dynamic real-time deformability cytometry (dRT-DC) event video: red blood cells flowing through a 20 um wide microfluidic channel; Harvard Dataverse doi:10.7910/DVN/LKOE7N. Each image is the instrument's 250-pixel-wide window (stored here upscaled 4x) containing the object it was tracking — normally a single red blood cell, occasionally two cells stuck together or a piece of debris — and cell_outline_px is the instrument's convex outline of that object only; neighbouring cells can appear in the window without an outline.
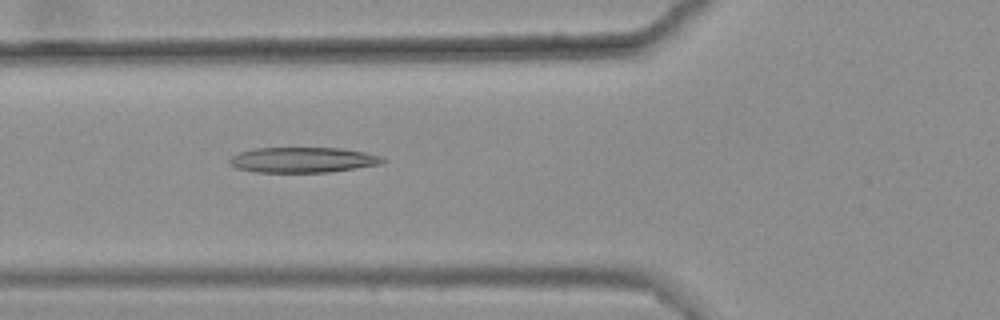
{"species": "common noctule bat (a hibernating species)", "species_latin": "Nyctalus noctula", "temperature_condition": "warm", "stored_images_in_passage": 6, "camera_frame_rate_fps": 3000, "um_per_image_px": 0.085, "animal": {"sex": "female", "body_mass_g": 25.1}, "frame": {"image": 1, "passage_image": 6, "time_ms": 1.667, "image_size_px": [1000, 320], "cell_outline_px": [[388, 160], [380, 164], [328, 172], [256, 172], [236, 168], [228, 164], [228, 160], [232, 156], [240, 152], [256, 148], [340, 148], [364, 152], [380, 156]], "centroid_in_image_um": [25.71, 13.59], "position_along_channel_um": 100.1, "area_um2": 22.54}}